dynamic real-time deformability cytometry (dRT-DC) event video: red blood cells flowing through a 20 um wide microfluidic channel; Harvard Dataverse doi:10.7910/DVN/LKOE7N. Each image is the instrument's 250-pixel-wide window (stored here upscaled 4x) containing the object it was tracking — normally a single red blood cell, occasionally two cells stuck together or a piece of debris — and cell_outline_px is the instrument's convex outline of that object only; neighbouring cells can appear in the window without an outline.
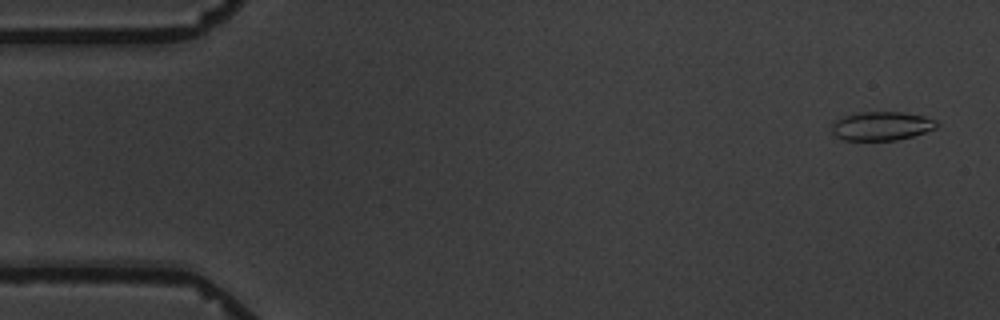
{"species": "common noctule bat (a hibernating species)", "species_latin": "Nyctalus noctula", "temperature_condition": "warm", "stored_images_in_passage": 5, "camera_frame_rate_fps": 3000, "um_per_image_px": 0.085, "animal": {"sex": "male", "body_mass_g": 19.5, "forearm_length_mm": 54.6}, "frame": {"image": 1, "passage_image": 1, "time_ms": 0.0, "image_size_px": [1000, 320], "cell_outline_px": [[940, 124], [936, 128], [912, 136], [896, 140], [844, 140], [836, 136], [832, 132], [832, 124], [836, 120], [844, 116], [860, 112], [900, 112], [924, 116], [936, 120]], "centroid_in_image_um": [74.94, 10.71], "position_along_channel_um": 10.1, "area_um2": 17.51}}
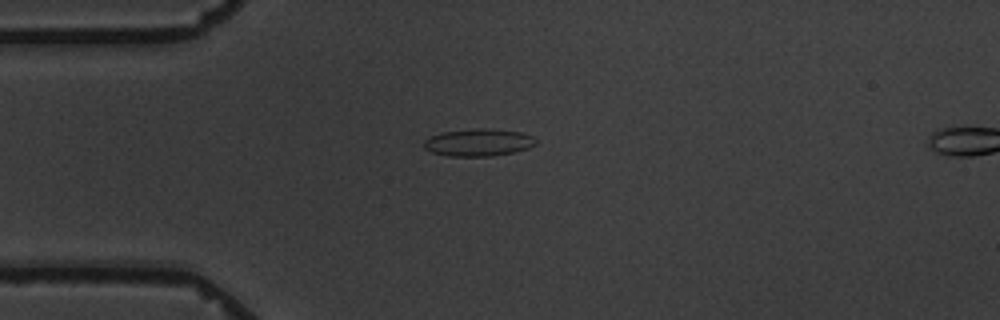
{"frame": {"image": 2, "passage_image": 4, "time_ms": 4.0, "image_size_px": [1000, 320], "cell_outline_px": [[536, 144], [528, 148], [512, 152], [492, 156], [448, 156], [432, 152], [424, 148], [424, 140], [432, 136], [444, 132], [480, 128], [484, 128], [520, 132], [532, 136], [536, 140]], "centroid_in_image_um": [40.67, 12.11], "position_along_channel_um": 44.3, "area_um2": 17.57}}